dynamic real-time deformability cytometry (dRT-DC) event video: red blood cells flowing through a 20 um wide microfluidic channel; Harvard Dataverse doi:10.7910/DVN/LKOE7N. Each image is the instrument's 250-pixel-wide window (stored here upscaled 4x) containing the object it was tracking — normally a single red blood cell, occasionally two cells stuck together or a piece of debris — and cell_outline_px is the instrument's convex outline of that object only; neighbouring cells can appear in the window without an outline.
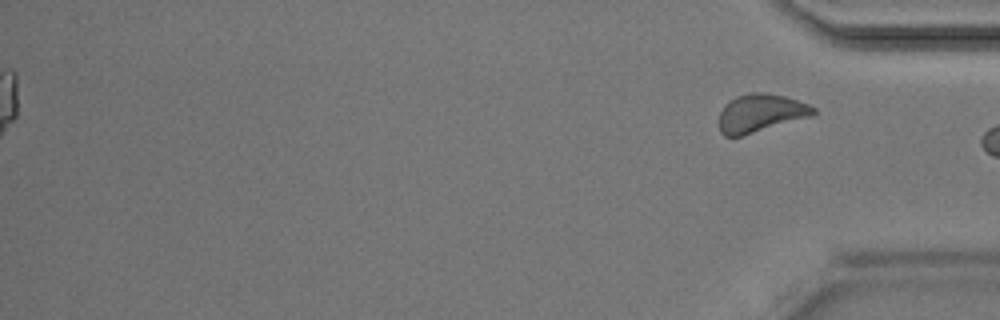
{"species": "Egyptian fruit bat (a non-hibernating species)", "species_latin": "Rousettus aegyptiacus", "temperature_condition": "room temperature", "stored_images_in_passage": 45, "segment_of_instrument_passage": [2, 2], "camera_frame_rate_fps": 3000, "um_per_image_px": 0.085, "animal": {"sex": "male"}, "frame": {"image": 1, "passage_image": 45, "time_ms": 14.667, "image_size_px": [1000, 320], "cell_outline_px": [[816, 112], [812, 116], [744, 136], [724, 136], [720, 132], [720, 112], [724, 104], [728, 100], [736, 96], [752, 92], [756, 92], [784, 96], [808, 104], [816, 108]], "centroid_in_image_um": [64.64, 9.63], "position_along_channel_um": 370.6, "area_um2": 20.98}}